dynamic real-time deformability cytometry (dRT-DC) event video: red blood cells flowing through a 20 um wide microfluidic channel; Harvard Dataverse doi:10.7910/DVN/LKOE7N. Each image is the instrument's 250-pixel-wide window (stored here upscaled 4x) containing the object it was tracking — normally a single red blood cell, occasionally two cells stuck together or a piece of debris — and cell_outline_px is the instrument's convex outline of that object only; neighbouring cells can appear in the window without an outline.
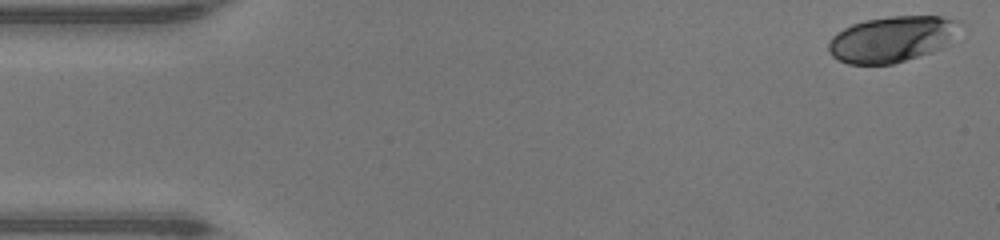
{"species": "human", "species_latin": "Homo sapiens", "temperature_condition": "warm", "stored_images_in_passage": 47, "camera_frame_rate_fps": 3000, "um_per_image_px": 0.085, "donor": {"sex": "male"}, "frame": {"image": 1, "passage_image": 1, "time_ms": 0.0, "image_size_px": [1000, 240], "cell_outline_px": [[956, 24], [948, 44], [944, 48], [932, 52], [892, 64], [848, 64], [832, 56], [828, 52], [828, 44], [832, 36], [836, 32], [852, 24], [864, 20], [888, 16], [940, 16], [956, 20]], "centroid_in_image_um": [75.72, 3.33], "position_along_channel_um": 9.3, "area_um2": 34.74}}
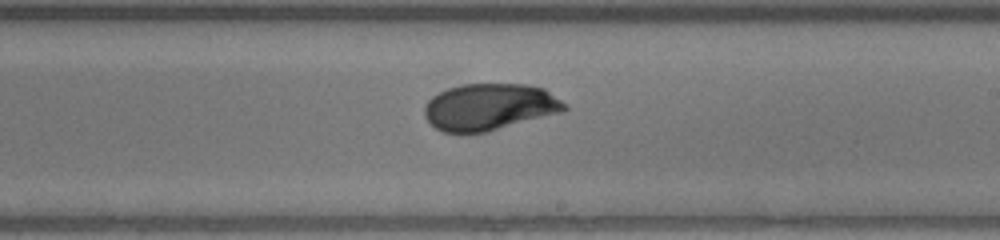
{"frame": {"image": 2, "passage_image": 27, "time_ms": 8.667, "image_size_px": [1000, 240], "cell_outline_px": [[568, 108], [560, 112], [488, 132], [464, 136], [444, 132], [436, 128], [424, 116], [424, 108], [428, 100], [432, 96], [448, 88], [464, 84], [528, 84], [544, 88], [568, 104]], "centroid_in_image_um": [41.59, 9.11], "position_along_channel_um": 247.4, "area_um2": 38.67}}
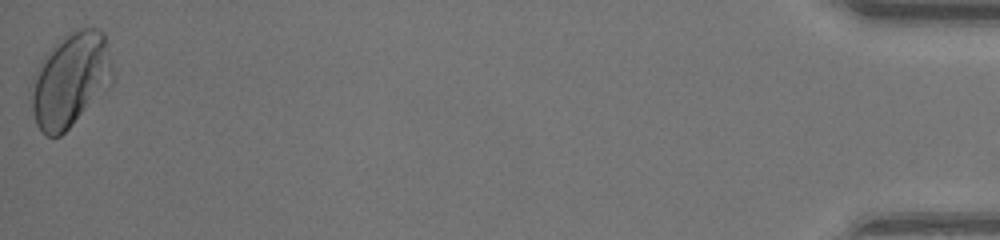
{"frame": {"image": 3, "passage_image": 47, "time_ms": 15.333, "image_size_px": [1000, 240], "cell_outline_px": [[112, 84], [60, 136], [48, 136], [36, 124], [32, 108], [28, 88], [32, 76], [40, 60], [68, 32], [80, 28], [96, 28], [104, 32], [112, 64]], "centroid_in_image_um": [5.96, 6.77], "position_along_channel_um": 429.2, "area_um2": 44.62}, "authors_computed_cell_mechanics": {"area_um2": 37.0498, "velocity_mm_per_s": 4.3388, "shape_relaxation_time_tau1_ms": 3.9475, "shape_relaxation_time_tau2_ms": 0.7546, "deformation_change_tau1": 0.1474, "deformation_change_tau2": 0.0248}}